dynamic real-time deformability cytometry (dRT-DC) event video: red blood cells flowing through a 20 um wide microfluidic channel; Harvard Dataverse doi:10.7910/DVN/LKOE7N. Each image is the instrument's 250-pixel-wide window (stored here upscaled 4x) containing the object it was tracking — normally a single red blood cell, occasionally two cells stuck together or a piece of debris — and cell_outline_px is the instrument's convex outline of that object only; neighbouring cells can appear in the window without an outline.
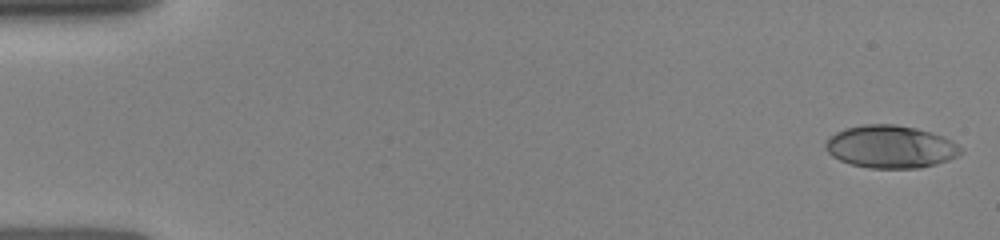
{"species": "human", "species_latin": "Homo sapiens", "temperature_condition": "room temperature", "stored_images_in_passage": 31, "camera_frame_rate_fps": 3000, "um_per_image_px": 0.085, "donor": {"sex": "female"}, "frame": {"image": 1, "passage_image": 1, "time_ms": 0.0, "image_size_px": [1000, 240], "cell_outline_px": [[964, 152], [948, 160], [936, 164], [920, 168], [868, 168], [852, 164], [840, 160], [832, 156], [824, 148], [824, 144], [836, 132], [844, 128], [864, 124], [896, 124], [916, 128], [932, 132], [944, 136], [952, 140]], "centroid_in_image_um": [75.7, 12.47], "position_along_channel_um": 9.3, "area_um2": 33.7}}
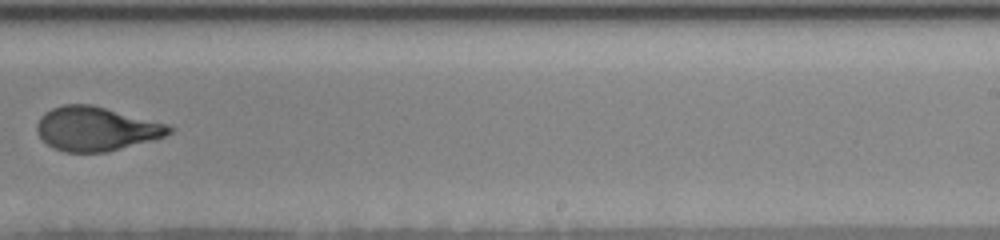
{"frame": {"image": 2, "passage_image": 16, "time_ms": 10.0, "image_size_px": [1000, 240], "cell_outline_px": [[176, 128], [172, 132], [164, 136], [152, 140], [108, 152], [64, 152], [52, 148], [40, 136], [36, 128], [36, 124], [40, 116], [44, 112], [52, 108], [64, 104], [92, 104], [172, 124]], "centroid_in_image_um": [8.22, 10.93], "position_along_channel_um": 280.8, "area_um2": 34.45}}
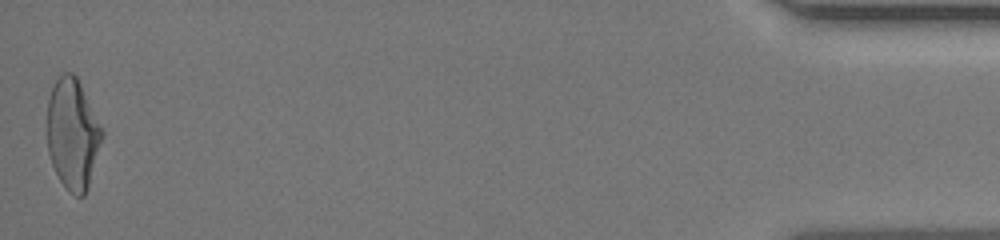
{"frame": {"image": 3, "passage_image": 31, "time_ms": 15.667, "image_size_px": [1000, 240], "cell_outline_px": [[104, 136], [88, 188], [84, 196], [76, 196], [60, 180], [52, 164], [48, 152], [48, 100], [52, 88], [56, 80], [64, 72], [72, 72], [76, 76], [104, 132]], "centroid_in_image_um": [6.19, 11.39], "position_along_channel_um": 429.0, "area_um2": 34.97}}